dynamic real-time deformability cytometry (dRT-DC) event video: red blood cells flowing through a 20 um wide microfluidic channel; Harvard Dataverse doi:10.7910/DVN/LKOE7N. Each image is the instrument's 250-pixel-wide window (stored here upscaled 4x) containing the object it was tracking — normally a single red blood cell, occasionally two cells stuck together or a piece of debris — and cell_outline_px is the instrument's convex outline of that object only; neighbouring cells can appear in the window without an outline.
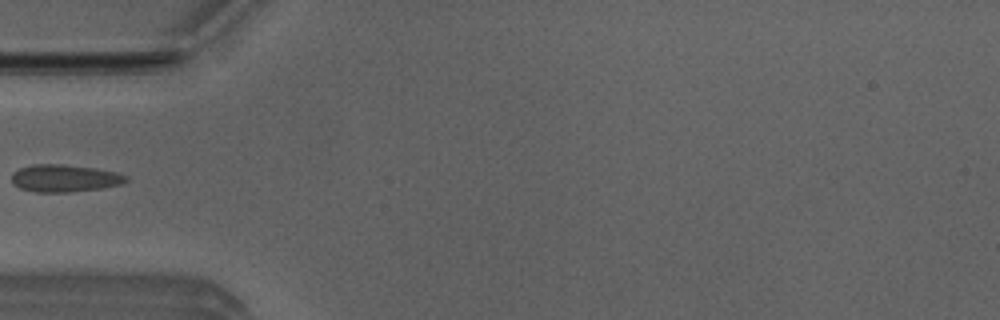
{"species": "Egyptian fruit bat (a non-hibernating species)", "species_latin": "Rousettus aegyptiacus", "temperature_condition": "room temperature", "stored_images_in_passage": 5, "camera_frame_rate_fps": 3000, "um_per_image_px": 0.085, "animal": {"sex": "male"}, "frame": {"image": 1, "passage_image": 4, "time_ms": 1.0, "image_size_px": [1000, 320], "cell_outline_px": [[128, 180], [120, 184], [100, 188], [72, 192], [36, 192], [20, 188], [12, 184], [12, 172], [20, 168], [32, 164], [60, 164], [96, 168], [116, 172], [128, 176]], "centroid_in_image_um": [5.47, 15.15], "position_along_channel_um": 79.5, "area_um2": 18.26}}